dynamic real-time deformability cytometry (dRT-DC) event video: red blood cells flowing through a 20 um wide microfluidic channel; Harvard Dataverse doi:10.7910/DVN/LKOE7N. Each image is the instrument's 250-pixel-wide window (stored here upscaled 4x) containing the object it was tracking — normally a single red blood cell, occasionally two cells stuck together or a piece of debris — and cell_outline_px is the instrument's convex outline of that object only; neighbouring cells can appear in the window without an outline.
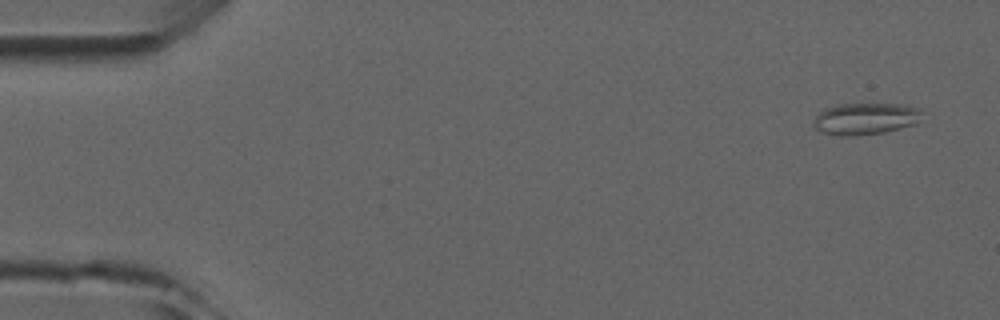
{"species": "common noctule bat (a hibernating species)", "species_latin": "Nyctalus noctula", "temperature_condition": "room temperature", "stored_images_in_passage": 5, "camera_frame_rate_fps": 3000, "um_per_image_px": 0.085, "animal": {"sex": "male", "forearm_length_mm": 52.5}, "frame": {"image": 1, "passage_image": 1, "time_ms": 0.0, "image_size_px": [1000, 320], "cell_outline_px": [[920, 112], [916, 124], [884, 132], [856, 136], [840, 136], [820, 132], [812, 124], [816, 116], [824, 108], [836, 104], [904, 104], [920, 108]], "centroid_in_image_um": [73.51, 10.09], "position_along_channel_um": 11.5, "area_um2": 20.11}}
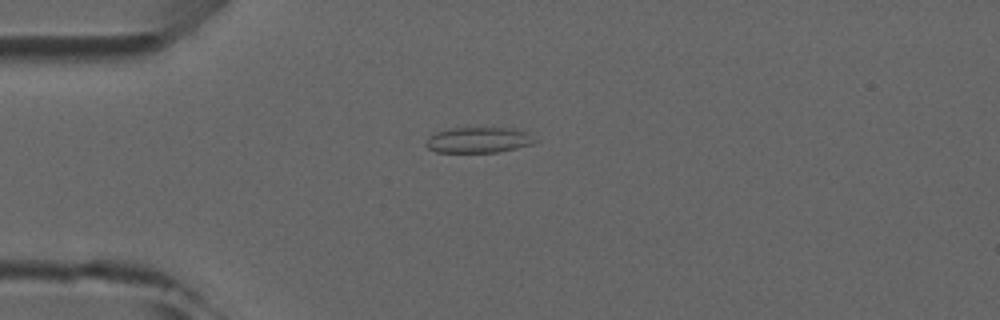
{"frame": {"image": 2, "passage_image": 4, "time_ms": 3.333, "image_size_px": [1000, 320], "cell_outline_px": [[540, 140], [532, 144], [500, 152], [436, 152], [428, 148], [424, 144], [436, 132], [452, 128], [512, 128], [524, 132]], "centroid_in_image_um": [40.7, 11.91], "position_along_channel_um": 44.3, "area_um2": 16.13}}
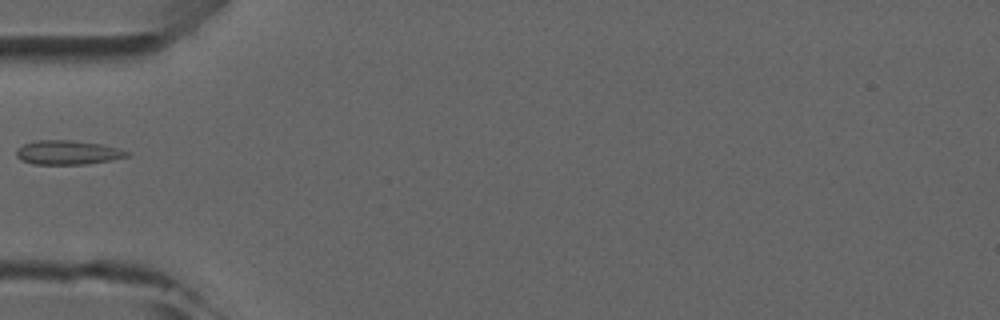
{"frame": {"image": 3, "passage_image": 5, "time_ms": 4.667, "image_size_px": [1000, 320], "cell_outline_px": [[132, 152], [128, 156], [112, 160], [88, 164], [32, 164], [20, 160], [16, 156], [16, 152], [24, 144], [36, 140], [72, 140], [100, 144]], "centroid_in_image_um": [5.76, 12.97], "position_along_channel_um": 79.2, "area_um2": 15.55}}